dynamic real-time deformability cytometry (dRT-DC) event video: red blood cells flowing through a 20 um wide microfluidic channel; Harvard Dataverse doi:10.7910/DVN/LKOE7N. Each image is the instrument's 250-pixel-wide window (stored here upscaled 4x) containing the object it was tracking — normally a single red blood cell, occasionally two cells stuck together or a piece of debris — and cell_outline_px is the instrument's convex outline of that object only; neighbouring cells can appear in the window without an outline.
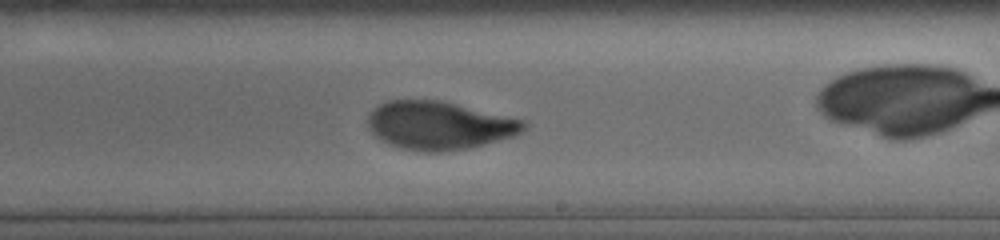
{"species": "human", "species_latin": "Homo sapiens", "temperature_condition": "cold", "stored_images_in_passage": 11, "camera_frame_rate_fps": 3000, "um_per_image_px": 0.085, "donor": {"sex": "male"}, "frame": {"image": 1, "passage_image": 10, "time_ms": 8.0, "image_size_px": [1000, 240], "cell_outline_px": [[528, 128], [524, 132], [516, 136], [468, 148], [440, 152], [416, 152], [400, 148], [388, 144], [380, 140], [368, 128], [368, 112], [380, 104], [388, 100], [440, 100], [524, 120], [528, 124]], "centroid_in_image_um": [37.33, 10.67], "position_along_channel_um": 251.7, "area_um2": 44.16}}